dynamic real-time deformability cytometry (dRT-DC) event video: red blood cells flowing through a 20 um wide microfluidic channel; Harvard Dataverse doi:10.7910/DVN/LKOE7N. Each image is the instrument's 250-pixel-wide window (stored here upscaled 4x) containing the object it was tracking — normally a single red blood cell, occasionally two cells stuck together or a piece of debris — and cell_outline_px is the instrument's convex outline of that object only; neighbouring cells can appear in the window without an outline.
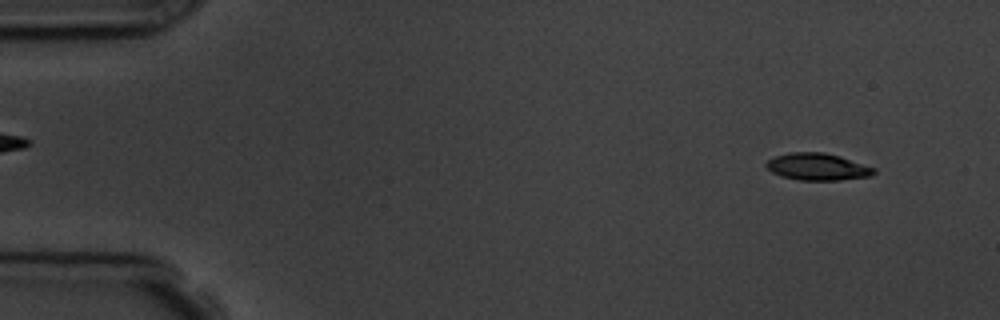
{"species": "common noctule bat (a hibernating species)", "species_latin": "Nyctalus noctula", "temperature_condition": "room temperature", "stored_images_in_passage": 4, "camera_frame_rate_fps": 3000, "um_per_image_px": 0.085, "animal": {"sex": "male", "body_mass_g": 19.5, "forearm_length_mm": 54.6}, "frame": {"image": 1, "passage_image": 1, "time_ms": 0.0, "image_size_px": [1000, 320], "cell_outline_px": [[876, 172], [872, 176], [840, 180], [800, 180], [780, 176], [772, 172], [764, 164], [768, 160], [776, 156], [788, 152], [824, 152], [840, 156], [876, 168]], "centroid_in_image_um": [69.5, 14.17], "position_along_channel_um": 15.5, "area_um2": 17.05}}